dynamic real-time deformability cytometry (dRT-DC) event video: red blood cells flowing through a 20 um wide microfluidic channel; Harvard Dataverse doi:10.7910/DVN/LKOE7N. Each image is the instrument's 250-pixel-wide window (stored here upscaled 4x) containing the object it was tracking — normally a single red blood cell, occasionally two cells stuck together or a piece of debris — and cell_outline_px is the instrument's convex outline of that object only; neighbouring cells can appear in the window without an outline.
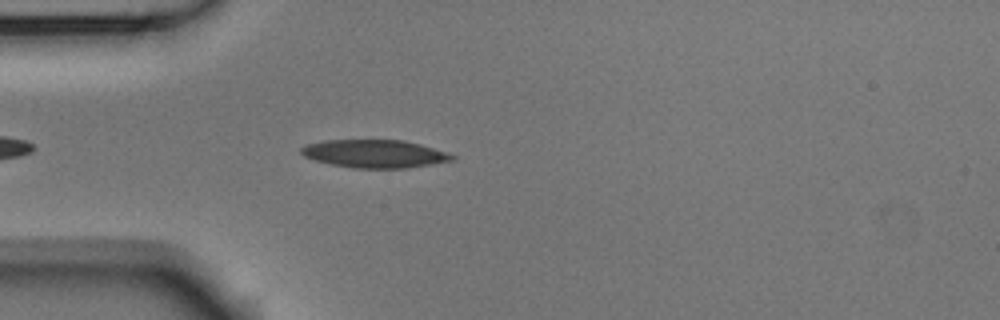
{"species": "Egyptian fruit bat (a non-hibernating species)", "species_latin": "Rousettus aegyptiacus", "temperature_condition": "room temperature", "stored_images_in_passage": 16, "camera_frame_rate_fps": 3000, "um_per_image_px": 0.085, "animal": {"sex": "male"}, "frame": {"image": 1, "passage_image": 5, "time_ms": 1.333, "image_size_px": [1000, 320], "cell_outline_px": [[456, 160], [408, 168], [352, 168], [332, 164], [316, 160], [304, 156], [300, 152], [300, 148], [308, 144], [324, 140], [404, 140], [420, 144], [456, 156]], "centroid_in_image_um": [31.85, 13.07], "position_along_channel_um": 53.1, "area_um2": 24.51}}
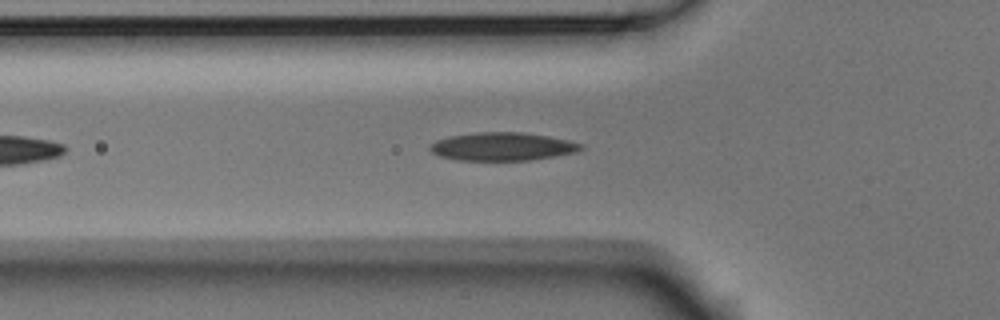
{"frame": {"image": 2, "passage_image": 8, "time_ms": 2.333, "image_size_px": [1000, 320], "cell_outline_px": [[584, 148], [576, 152], [532, 160], [456, 160], [440, 156], [432, 152], [428, 148], [436, 140], [448, 136], [480, 132], [524, 132], [548, 136], [568, 140], [584, 144]], "centroid_in_image_um": [42.72, 12.45], "position_along_channel_um": 83.1, "area_um2": 24.8}}
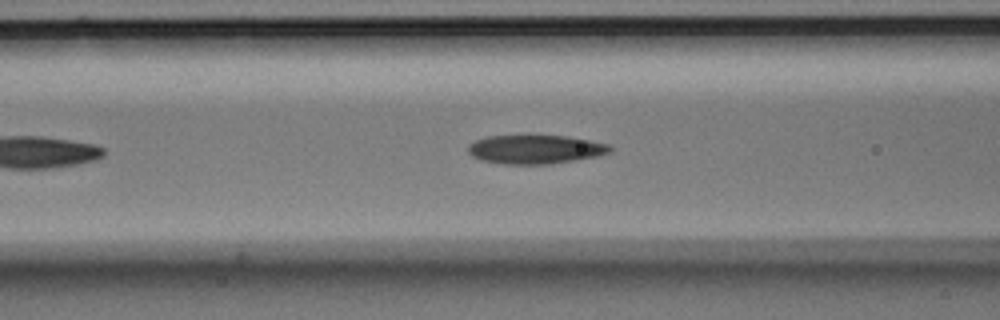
{"frame": {"image": 3, "passage_image": 11, "time_ms": 3.333, "image_size_px": [1000, 320], "cell_outline_px": [[612, 152], [596, 156], [548, 164], [504, 164], [480, 160], [472, 156], [468, 152], [468, 144], [476, 140], [488, 136], [528, 132], [568, 136], [612, 144]], "centroid_in_image_um": [45.48, 12.63], "position_along_channel_um": 121.1, "area_um2": 24.97}}